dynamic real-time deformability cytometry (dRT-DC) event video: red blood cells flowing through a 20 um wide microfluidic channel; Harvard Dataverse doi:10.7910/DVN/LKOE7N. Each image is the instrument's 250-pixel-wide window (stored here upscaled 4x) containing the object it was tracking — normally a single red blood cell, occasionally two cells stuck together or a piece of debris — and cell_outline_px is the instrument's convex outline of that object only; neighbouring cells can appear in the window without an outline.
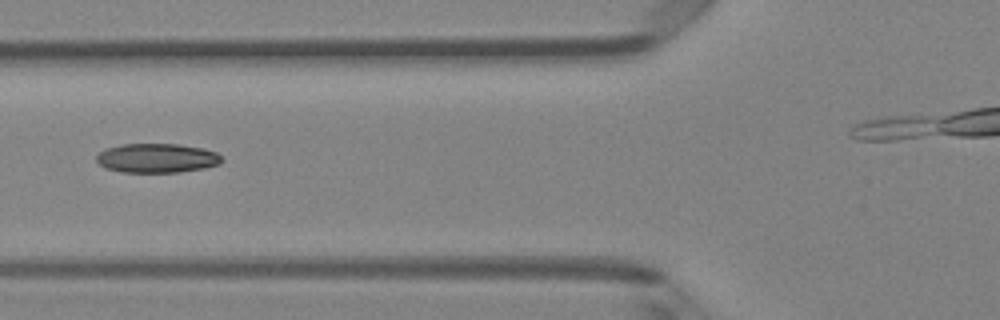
{"species": "Egyptian fruit bat (a non-hibernating species)", "species_latin": "Rousettus aegyptiacus", "temperature_condition": "room temperature", "stored_images_in_passage": 4, "segment_of_instrument_passage": [1, 2], "camera_frame_rate_fps": 3000, "um_per_image_px": 0.085, "animal": {"sex": "female"}, "frame": {"image": 1, "passage_image": 3, "time_ms": 2.333, "image_size_px": [1000, 320], "cell_outline_px": [[224, 160], [220, 164], [204, 168], [180, 172], [120, 172], [104, 168], [96, 160], [96, 156], [104, 148], [120, 144], [180, 144], [204, 148], [216, 152]], "centroid_in_image_um": [13.33, 13.43], "position_along_channel_um": 112.5, "area_um2": 21.62}}